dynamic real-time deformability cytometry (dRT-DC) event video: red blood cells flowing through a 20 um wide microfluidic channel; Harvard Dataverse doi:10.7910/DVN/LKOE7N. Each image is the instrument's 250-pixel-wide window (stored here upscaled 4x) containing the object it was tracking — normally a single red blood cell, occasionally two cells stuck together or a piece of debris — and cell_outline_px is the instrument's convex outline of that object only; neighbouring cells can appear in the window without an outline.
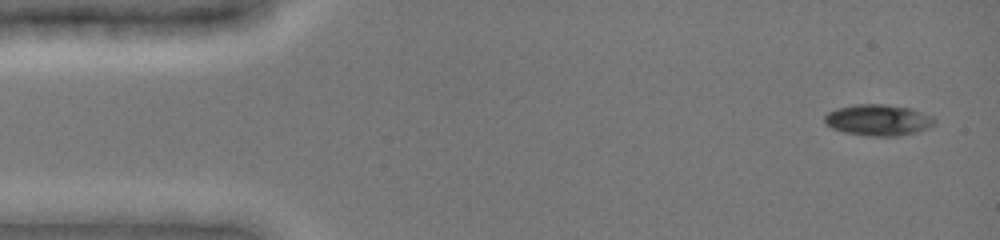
{"species": "common noctule bat (a hibernating species)", "species_latin": "Nyctalus noctula", "temperature_condition": "cold", "stored_images_in_passage": 63, "camera_frame_rate_fps": 3000, "um_per_image_px": 0.085, "animal": {"sex": "female", "body_mass_g": 19.0, "forearm_length_mm": 51.5}, "frame": {"image": 1, "passage_image": 1, "time_ms": 0.0, "image_size_px": [1000, 240], "cell_outline_px": [[936, 124], [928, 128], [916, 132], [896, 136], [868, 136], [844, 132], [832, 128], [824, 124], [824, 116], [828, 112], [836, 108], [856, 104], [884, 104], [912, 108], [932, 116], [936, 120]], "centroid_in_image_um": [74.64, 10.2], "position_along_channel_um": 10.4, "area_um2": 20.17}}
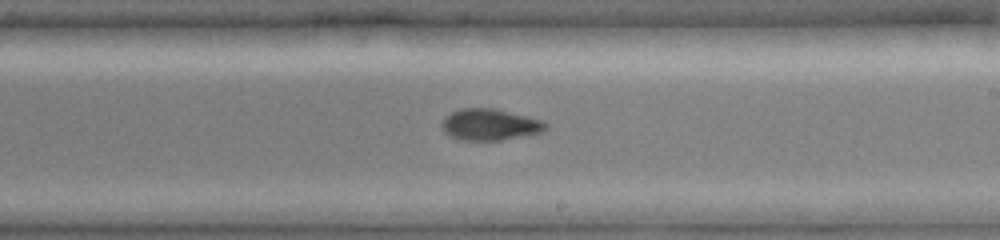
{"frame": {"image": 2, "passage_image": 36, "time_ms": 8.667, "image_size_px": [1000, 240], "cell_outline_px": [[548, 128], [540, 132], [500, 140], [460, 140], [444, 132], [440, 124], [444, 116], [460, 108], [496, 108], [544, 120], [548, 124]], "centroid_in_image_um": [41.63, 10.57], "position_along_channel_um": 247.4, "area_um2": 19.13}}
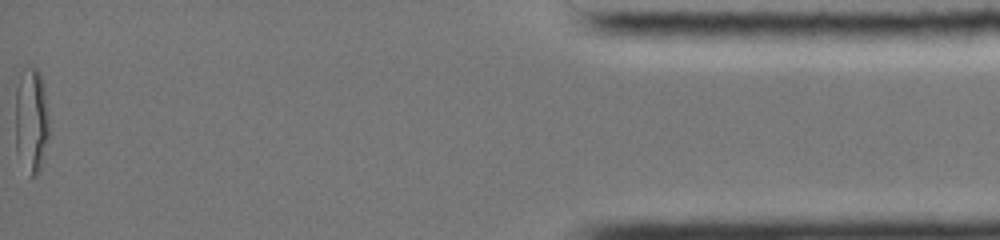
{"frame": {"image": 3, "passage_image": 63, "time_ms": 15.333, "image_size_px": [1000, 240], "cell_outline_px": [[48, 136], [40, 168], [36, 176], [32, 176], [16, 152], [16, 88], [24, 68], [28, 64], [36, 68], [40, 72], [44, 88], [48, 112]], "centroid_in_image_um": [2.66, 10.14], "position_along_channel_um": 432.5, "area_um2": 20.35}, "authors_computed_cell_mechanics": {"area_um2": 19.7676, "velocity_mm_per_s": 3.9786, "shape_relaxation_time_tau1_ms": null, "shape_relaxation_time_tau2_ms": 3.7587, "deformation_change_tau1": null, "deformation_change_tau2": 0.0758}}